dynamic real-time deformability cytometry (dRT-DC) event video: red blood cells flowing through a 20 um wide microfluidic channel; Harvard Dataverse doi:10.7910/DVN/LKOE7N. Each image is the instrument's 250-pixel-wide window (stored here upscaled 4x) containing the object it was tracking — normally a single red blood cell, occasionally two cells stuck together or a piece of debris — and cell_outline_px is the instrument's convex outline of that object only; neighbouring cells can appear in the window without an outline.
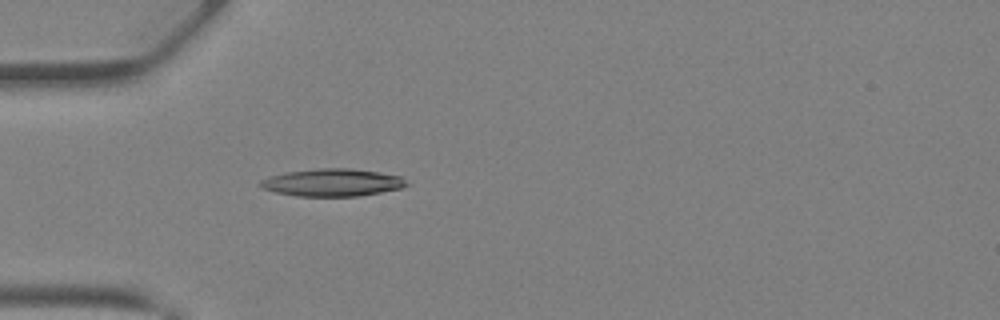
{"species": "Egyptian fruit bat (a non-hibernating species)", "species_latin": "Rousettus aegyptiacus", "temperature_condition": "warm", "stored_images_in_passage": 32, "camera_frame_rate_fps": 3000, "um_per_image_px": 0.085, "animal": {"sex": "female"}, "frame": {"image": 1, "passage_image": 4, "time_ms": 1.0, "image_size_px": [1000, 320], "cell_outline_px": [[408, 184], [400, 188], [360, 196], [296, 196], [276, 192], [264, 188], [256, 184], [260, 180], [284, 172], [320, 168], [352, 168], [380, 172], [404, 176]], "centroid_in_image_um": [28.27, 15.5], "position_along_channel_um": 56.7, "area_um2": 23.52}}
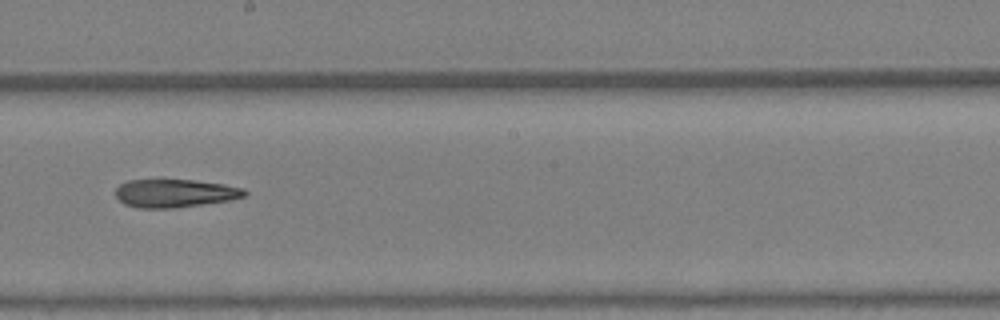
{"frame": {"image": 2, "passage_image": 15, "time_ms": 4.667, "image_size_px": [1000, 320], "cell_outline_px": [[248, 192], [244, 196], [228, 200], [172, 208], [136, 208], [124, 204], [116, 196], [116, 188], [120, 184], [128, 180], [160, 176], [224, 184], [244, 188]], "centroid_in_image_um": [14.79, 16.37], "position_along_channel_um": 233.4, "area_um2": 21.91}}
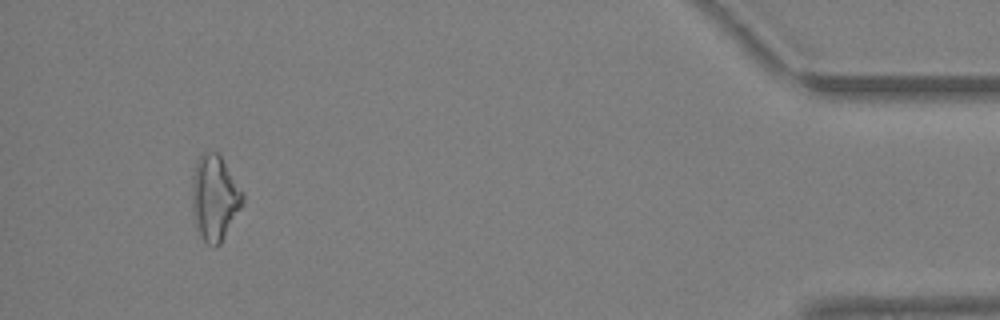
{"frame": {"image": 3, "passage_image": 30, "time_ms": 9.667, "image_size_px": [1000, 320], "cell_outline_px": [[244, 204], [220, 244], [216, 248], [212, 248], [204, 240], [196, 228], [192, 212], [192, 176], [196, 160], [204, 152], [216, 152], [220, 156], [244, 192]], "centroid_in_image_um": [18.25, 16.84], "position_along_channel_um": 417.0, "area_um2": 25.43}}